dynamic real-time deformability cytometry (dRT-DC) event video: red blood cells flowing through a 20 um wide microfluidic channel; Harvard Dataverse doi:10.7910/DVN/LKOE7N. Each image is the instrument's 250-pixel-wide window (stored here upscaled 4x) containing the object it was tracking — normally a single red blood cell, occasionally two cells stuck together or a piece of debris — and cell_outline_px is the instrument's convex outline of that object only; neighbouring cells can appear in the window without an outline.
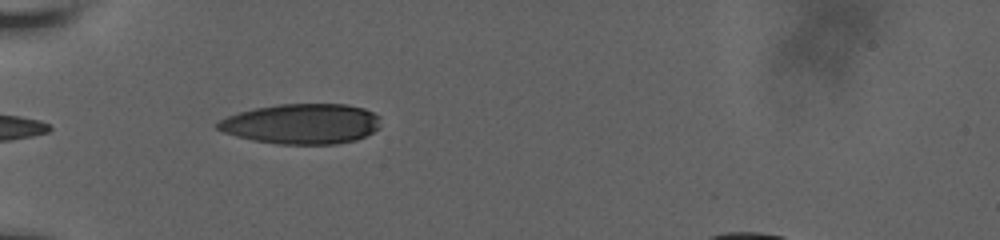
{"species": "human", "species_latin": "Homo sapiens", "temperature_condition": "room temperature", "stored_images_in_passage": 5, "camera_frame_rate_fps": 3000, "um_per_image_px": 0.085, "donor": {"sex": "male"}, "frame": {"image": 1, "passage_image": 1, "time_ms": 0.0, "image_size_px": [1000, 240], "cell_outline_px": [[380, 128], [356, 140], [336, 144], [276, 144], [252, 140], [236, 136], [224, 132], [216, 128], [216, 124], [220, 120], [228, 116], [240, 112], [256, 108], [276, 104], [348, 104], [364, 108], [380, 116]], "centroid_in_image_um": [25.67, 10.52], "position_along_channel_um": 59.3, "area_um2": 38.32}}
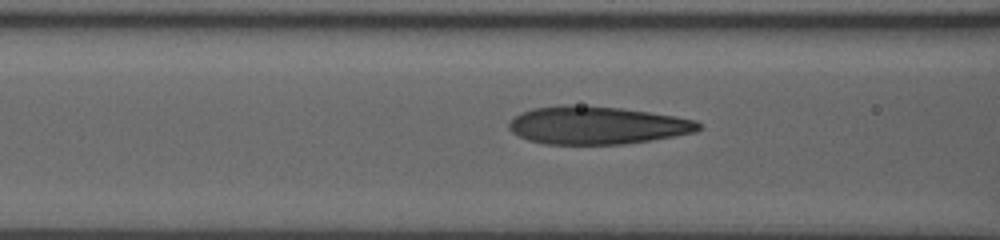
{"frame": {"image": 2, "passage_image": 3, "time_ms": 0.667, "image_size_px": [1000, 240], "cell_outline_px": [[700, 128], [696, 132], [676, 136], [652, 140], [624, 144], [544, 144], [528, 140], [512, 132], [508, 128], [508, 124], [516, 116], [532, 108], [564, 104], [568, 104], [620, 108], [676, 116], [696, 120], [700, 124]], "centroid_in_image_um": [50.76, 10.65], "position_along_channel_um": 115.8, "area_um2": 41.79}}